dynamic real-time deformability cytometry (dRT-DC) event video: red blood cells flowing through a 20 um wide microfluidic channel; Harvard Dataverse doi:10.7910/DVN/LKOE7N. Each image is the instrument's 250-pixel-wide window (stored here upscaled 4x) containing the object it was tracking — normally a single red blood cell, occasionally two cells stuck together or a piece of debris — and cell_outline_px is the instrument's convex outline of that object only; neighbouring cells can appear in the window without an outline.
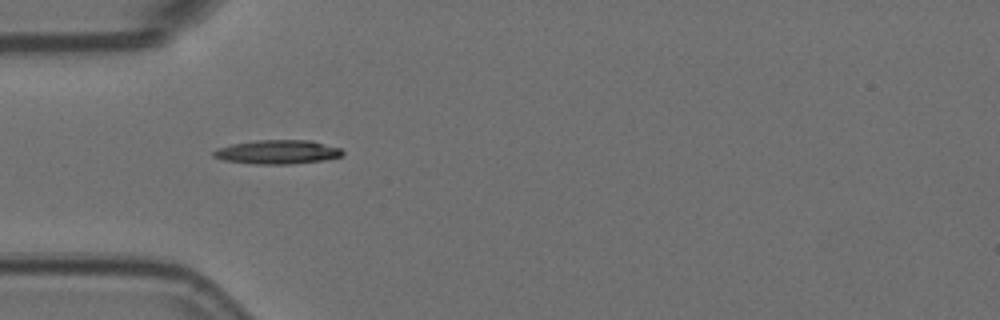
{"species": "Egyptian fruit bat (a non-hibernating species)", "species_latin": "Rousettus aegyptiacus", "temperature_condition": "room temperature", "stored_images_in_passage": 2, "camera_frame_rate_fps": 3000, "um_per_image_px": 0.085, "animal": {"sex": "female"}, "frame": {"image": 1, "passage_image": 1, "time_ms": 0.0, "image_size_px": [1000, 320], "cell_outline_px": [[344, 156], [324, 160], [288, 164], [256, 164], [224, 160], [212, 156], [212, 152], [216, 148], [232, 144], [256, 140], [312, 140], [340, 148], [344, 152]], "centroid_in_image_um": [23.6, 12.91], "position_along_channel_um": 61.4, "area_um2": 18.09}}
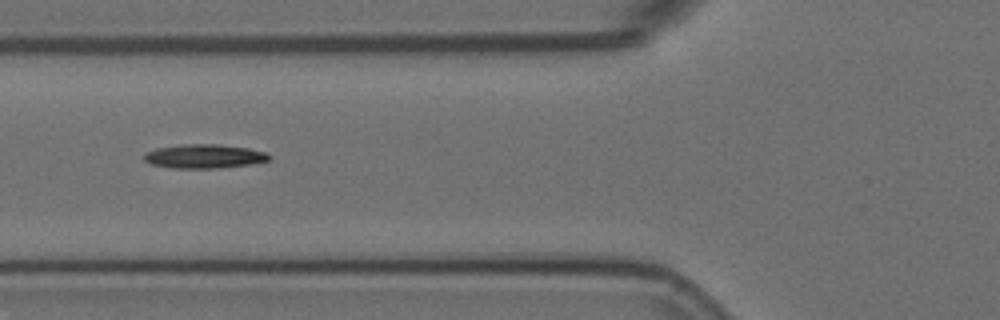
{"frame": {"image": 2, "passage_image": 2, "time_ms": 0.333, "image_size_px": [1000, 320], "cell_outline_px": [[272, 156], [268, 160], [248, 164], [216, 168], [172, 168], [152, 164], [144, 160], [144, 152], [156, 148], [184, 144], [216, 144], [248, 148], [268, 152]], "centroid_in_image_um": [17.34, 13.27], "position_along_channel_um": 108.5, "area_um2": 17.4}}